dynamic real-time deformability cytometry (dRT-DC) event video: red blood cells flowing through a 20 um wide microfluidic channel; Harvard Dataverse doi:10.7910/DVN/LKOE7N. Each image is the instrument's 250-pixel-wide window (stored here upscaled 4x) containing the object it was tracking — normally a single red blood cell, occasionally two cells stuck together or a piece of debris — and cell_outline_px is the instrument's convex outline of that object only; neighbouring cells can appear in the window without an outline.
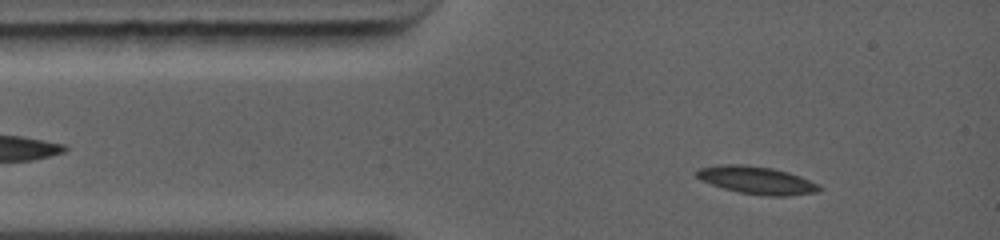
{"species": "common noctule bat (a hibernating species)", "species_latin": "Nyctalus noctula", "temperature_condition": "warm", "stored_images_in_passage": 21, "camera_frame_rate_fps": 5000, "um_per_image_px": 0.085, "animal": {"sex": "female", "body_mass_g": 19.0, "forearm_length_mm": 56.7}, "frame": {"image": 1, "passage_image": 3, "time_ms": 0.4, "image_size_px": [1000, 240], "cell_outline_px": [[820, 188], [816, 192], [784, 196], [768, 196], [740, 192], [724, 188], [712, 184], [696, 176], [696, 172], [700, 168], [728, 164], [772, 168], [788, 172], [808, 180], [816, 184]], "centroid_in_image_um": [64.32, 15.33], "position_along_channel_um": 20.7, "area_um2": 18.9}}
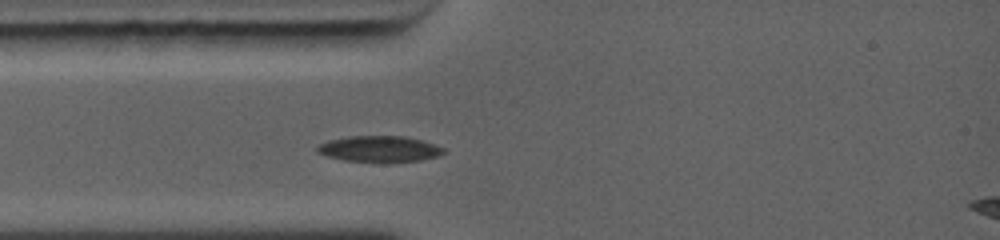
{"frame": {"image": 2, "passage_image": 14, "time_ms": 1.8, "image_size_px": [1000, 240], "cell_outline_px": [[444, 152], [436, 156], [420, 160], [344, 160], [328, 156], [316, 152], [316, 148], [320, 144], [332, 140], [352, 136], [404, 136], [420, 140], [444, 148]], "centroid_in_image_um": [32.23, 12.63], "position_along_channel_um": 52.8, "area_um2": 18.15}}
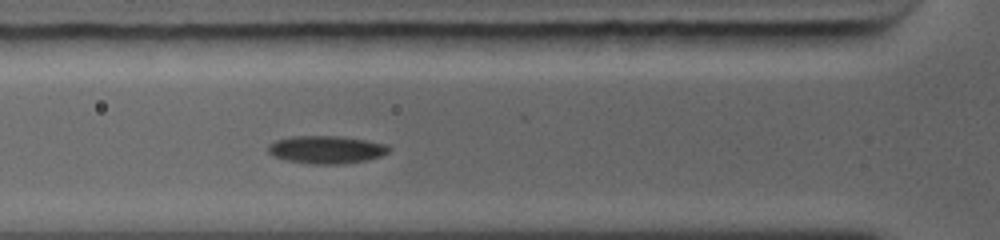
{"frame": {"image": 3, "passage_image": 20, "time_ms": 2.8, "image_size_px": [1000, 240], "cell_outline_px": [[388, 152], [380, 156], [368, 160], [340, 164], [312, 164], [288, 160], [276, 156], [268, 152], [268, 148], [276, 140], [292, 136], [336, 136], [364, 140], [384, 144], [388, 148]], "centroid_in_image_um": [27.73, 12.72], "position_along_channel_um": 98.1, "area_um2": 19.07}}